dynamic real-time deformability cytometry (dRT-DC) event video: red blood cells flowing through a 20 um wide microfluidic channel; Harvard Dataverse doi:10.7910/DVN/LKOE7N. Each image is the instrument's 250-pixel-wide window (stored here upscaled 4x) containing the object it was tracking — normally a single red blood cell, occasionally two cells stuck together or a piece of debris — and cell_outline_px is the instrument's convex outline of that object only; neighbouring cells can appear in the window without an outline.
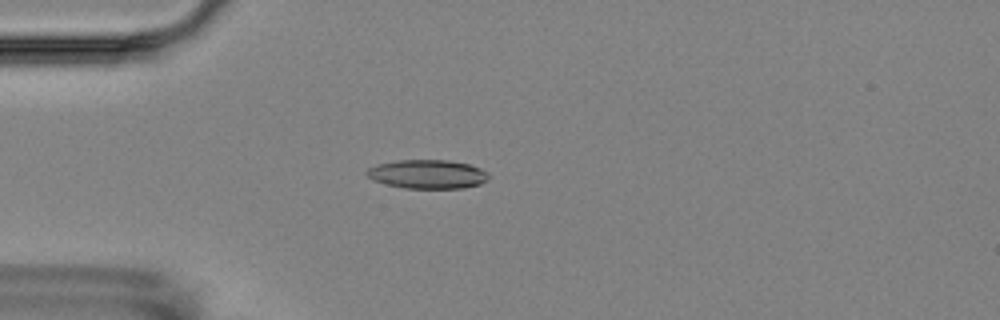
{"species": "Egyptian fruit bat (a non-hibernating species)", "species_latin": "Rousettus aegyptiacus", "temperature_condition": "room temperature", "stored_images_in_passage": 4, "camera_frame_rate_fps": 3000, "um_per_image_px": 0.085, "animal": {"sex": "female"}, "frame": {"image": 1, "passage_image": 4, "time_ms": 3.333, "image_size_px": [1000, 320], "cell_outline_px": [[488, 180], [480, 184], [464, 188], [404, 188], [388, 184], [376, 180], [368, 176], [364, 172], [368, 168], [380, 164], [396, 160], [448, 160], [468, 164], [480, 168], [488, 172]], "centroid_in_image_um": [36.38, 14.8], "position_along_channel_um": 48.6, "area_um2": 20.35}}